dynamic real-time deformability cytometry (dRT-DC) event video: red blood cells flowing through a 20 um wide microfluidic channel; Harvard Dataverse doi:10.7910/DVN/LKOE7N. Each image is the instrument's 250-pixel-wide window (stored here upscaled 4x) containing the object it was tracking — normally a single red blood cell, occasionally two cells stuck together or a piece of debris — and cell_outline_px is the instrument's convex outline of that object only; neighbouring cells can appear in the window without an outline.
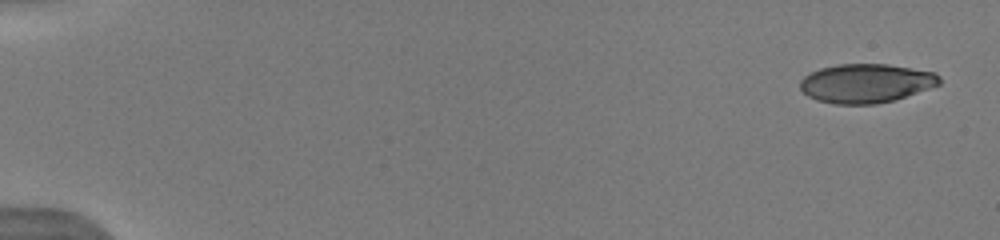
{"species": "human", "species_latin": "Homo sapiens", "temperature_condition": "warm", "stored_images_in_passage": 10, "camera_frame_rate_fps": 3000, "um_per_image_px": 0.085, "donor": {"sex": "male"}, "frame": {"image": 1, "passage_image": 1, "time_ms": 0.0, "image_size_px": [1000, 240], "cell_outline_px": [[940, 84], [896, 100], [876, 104], [832, 104], [816, 100], [808, 96], [800, 88], [800, 80], [804, 76], [820, 68], [836, 64], [888, 64], [936, 72], [940, 76]], "centroid_in_image_um": [73.61, 7.08], "position_along_channel_um": 11.4, "area_um2": 31.85}}
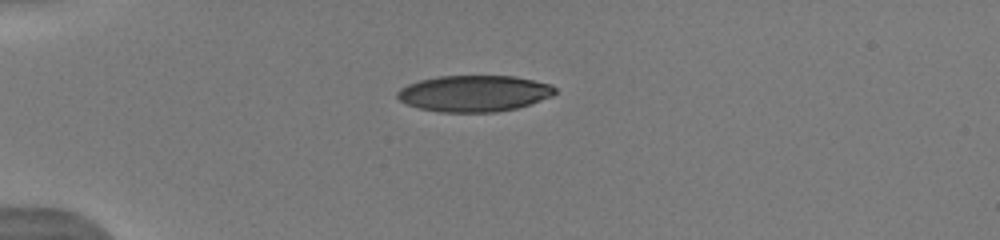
{"frame": {"image": 2, "passage_image": 8, "time_ms": 4.0, "image_size_px": [1000, 240], "cell_outline_px": [[556, 92], [552, 96], [516, 108], [496, 112], [440, 112], [420, 108], [408, 104], [400, 100], [396, 96], [396, 92], [400, 88], [408, 84], [420, 80], [436, 76], [516, 76], [552, 84], [556, 88]], "centroid_in_image_um": [40.3, 7.93], "position_along_channel_um": 44.7, "area_um2": 33.35}}